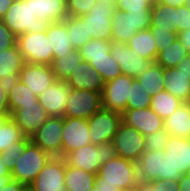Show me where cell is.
<instances>
[{
    "mask_svg": "<svg viewBox=\"0 0 190 191\" xmlns=\"http://www.w3.org/2000/svg\"><path fill=\"white\" fill-rule=\"evenodd\" d=\"M184 6L190 10V0H185Z\"/></svg>",
    "mask_w": 190,
    "mask_h": 191,
    "instance_id": "e7e4bbea",
    "label": "cell"
},
{
    "mask_svg": "<svg viewBox=\"0 0 190 191\" xmlns=\"http://www.w3.org/2000/svg\"><path fill=\"white\" fill-rule=\"evenodd\" d=\"M122 121L136 128L144 137L164 129V120L150 107L126 109L122 113Z\"/></svg>",
    "mask_w": 190,
    "mask_h": 191,
    "instance_id": "d6986e66",
    "label": "cell"
},
{
    "mask_svg": "<svg viewBox=\"0 0 190 191\" xmlns=\"http://www.w3.org/2000/svg\"><path fill=\"white\" fill-rule=\"evenodd\" d=\"M188 55L186 49L177 39L169 47L165 46L158 52L155 60L160 66L165 68L177 67L180 61Z\"/></svg>",
    "mask_w": 190,
    "mask_h": 191,
    "instance_id": "836d02e7",
    "label": "cell"
},
{
    "mask_svg": "<svg viewBox=\"0 0 190 191\" xmlns=\"http://www.w3.org/2000/svg\"><path fill=\"white\" fill-rule=\"evenodd\" d=\"M82 61L79 50L74 49L62 58L53 59L50 66L57 80L66 81Z\"/></svg>",
    "mask_w": 190,
    "mask_h": 191,
    "instance_id": "f546056e",
    "label": "cell"
},
{
    "mask_svg": "<svg viewBox=\"0 0 190 191\" xmlns=\"http://www.w3.org/2000/svg\"><path fill=\"white\" fill-rule=\"evenodd\" d=\"M130 99H128L127 109L148 108L151 104V97L145 90L138 86L135 78L131 84Z\"/></svg>",
    "mask_w": 190,
    "mask_h": 191,
    "instance_id": "60d3db41",
    "label": "cell"
},
{
    "mask_svg": "<svg viewBox=\"0 0 190 191\" xmlns=\"http://www.w3.org/2000/svg\"><path fill=\"white\" fill-rule=\"evenodd\" d=\"M46 35L50 39L53 59L62 58L65 54L74 50L68 36L65 20L50 23Z\"/></svg>",
    "mask_w": 190,
    "mask_h": 191,
    "instance_id": "d4e9b609",
    "label": "cell"
},
{
    "mask_svg": "<svg viewBox=\"0 0 190 191\" xmlns=\"http://www.w3.org/2000/svg\"><path fill=\"white\" fill-rule=\"evenodd\" d=\"M136 79L138 86H141L150 96L164 90V68L156 62Z\"/></svg>",
    "mask_w": 190,
    "mask_h": 191,
    "instance_id": "f1b7e54d",
    "label": "cell"
},
{
    "mask_svg": "<svg viewBox=\"0 0 190 191\" xmlns=\"http://www.w3.org/2000/svg\"><path fill=\"white\" fill-rule=\"evenodd\" d=\"M117 156L137 162L146 151L145 137L134 127L128 126L123 121L120 123L117 133L112 140Z\"/></svg>",
    "mask_w": 190,
    "mask_h": 191,
    "instance_id": "30bf717a",
    "label": "cell"
},
{
    "mask_svg": "<svg viewBox=\"0 0 190 191\" xmlns=\"http://www.w3.org/2000/svg\"><path fill=\"white\" fill-rule=\"evenodd\" d=\"M37 18L48 23L64 21L69 16L67 0H32Z\"/></svg>",
    "mask_w": 190,
    "mask_h": 191,
    "instance_id": "603a6c76",
    "label": "cell"
},
{
    "mask_svg": "<svg viewBox=\"0 0 190 191\" xmlns=\"http://www.w3.org/2000/svg\"><path fill=\"white\" fill-rule=\"evenodd\" d=\"M183 102L166 90L151 97L150 108L163 120L169 117Z\"/></svg>",
    "mask_w": 190,
    "mask_h": 191,
    "instance_id": "4dcf8cb0",
    "label": "cell"
},
{
    "mask_svg": "<svg viewBox=\"0 0 190 191\" xmlns=\"http://www.w3.org/2000/svg\"><path fill=\"white\" fill-rule=\"evenodd\" d=\"M19 52L26 63L51 65L53 50L44 32H28L17 37Z\"/></svg>",
    "mask_w": 190,
    "mask_h": 191,
    "instance_id": "8992f818",
    "label": "cell"
},
{
    "mask_svg": "<svg viewBox=\"0 0 190 191\" xmlns=\"http://www.w3.org/2000/svg\"><path fill=\"white\" fill-rule=\"evenodd\" d=\"M127 45L141 57L155 62L159 51L150 29L138 31Z\"/></svg>",
    "mask_w": 190,
    "mask_h": 191,
    "instance_id": "4316f807",
    "label": "cell"
},
{
    "mask_svg": "<svg viewBox=\"0 0 190 191\" xmlns=\"http://www.w3.org/2000/svg\"><path fill=\"white\" fill-rule=\"evenodd\" d=\"M182 46L186 49L187 53L190 54V29L178 33L177 38Z\"/></svg>",
    "mask_w": 190,
    "mask_h": 191,
    "instance_id": "816d5d0a",
    "label": "cell"
},
{
    "mask_svg": "<svg viewBox=\"0 0 190 191\" xmlns=\"http://www.w3.org/2000/svg\"><path fill=\"white\" fill-rule=\"evenodd\" d=\"M115 10L113 0H98L88 14L81 16L83 23H86L87 40L98 38L112 41V15Z\"/></svg>",
    "mask_w": 190,
    "mask_h": 191,
    "instance_id": "277c9868",
    "label": "cell"
},
{
    "mask_svg": "<svg viewBox=\"0 0 190 191\" xmlns=\"http://www.w3.org/2000/svg\"><path fill=\"white\" fill-rule=\"evenodd\" d=\"M137 187L140 191H180L178 181L168 179L156 181L139 179Z\"/></svg>",
    "mask_w": 190,
    "mask_h": 191,
    "instance_id": "7bdbcfd3",
    "label": "cell"
},
{
    "mask_svg": "<svg viewBox=\"0 0 190 191\" xmlns=\"http://www.w3.org/2000/svg\"><path fill=\"white\" fill-rule=\"evenodd\" d=\"M98 0H67L69 16L81 17L89 13Z\"/></svg>",
    "mask_w": 190,
    "mask_h": 191,
    "instance_id": "7dc6e473",
    "label": "cell"
},
{
    "mask_svg": "<svg viewBox=\"0 0 190 191\" xmlns=\"http://www.w3.org/2000/svg\"><path fill=\"white\" fill-rule=\"evenodd\" d=\"M96 179L102 184L116 185L121 191H127L139 182L136 162L115 156L100 166Z\"/></svg>",
    "mask_w": 190,
    "mask_h": 191,
    "instance_id": "7a4b0ae2",
    "label": "cell"
},
{
    "mask_svg": "<svg viewBox=\"0 0 190 191\" xmlns=\"http://www.w3.org/2000/svg\"><path fill=\"white\" fill-rule=\"evenodd\" d=\"M112 41H104L98 38L89 42L79 49L83 61L90 62L93 58L107 57L110 52Z\"/></svg>",
    "mask_w": 190,
    "mask_h": 191,
    "instance_id": "f35d334b",
    "label": "cell"
},
{
    "mask_svg": "<svg viewBox=\"0 0 190 191\" xmlns=\"http://www.w3.org/2000/svg\"><path fill=\"white\" fill-rule=\"evenodd\" d=\"M20 191H35L34 188L30 184H24Z\"/></svg>",
    "mask_w": 190,
    "mask_h": 191,
    "instance_id": "be15d7a7",
    "label": "cell"
},
{
    "mask_svg": "<svg viewBox=\"0 0 190 191\" xmlns=\"http://www.w3.org/2000/svg\"><path fill=\"white\" fill-rule=\"evenodd\" d=\"M164 90L182 102H190V54L177 67L164 69Z\"/></svg>",
    "mask_w": 190,
    "mask_h": 191,
    "instance_id": "4fadbf2b",
    "label": "cell"
},
{
    "mask_svg": "<svg viewBox=\"0 0 190 191\" xmlns=\"http://www.w3.org/2000/svg\"><path fill=\"white\" fill-rule=\"evenodd\" d=\"M12 179L11 176H0V190Z\"/></svg>",
    "mask_w": 190,
    "mask_h": 191,
    "instance_id": "6125c7cd",
    "label": "cell"
},
{
    "mask_svg": "<svg viewBox=\"0 0 190 191\" xmlns=\"http://www.w3.org/2000/svg\"><path fill=\"white\" fill-rule=\"evenodd\" d=\"M1 84L5 86L6 93L9 94L10 90L15 86L19 81V73L8 74L0 78Z\"/></svg>",
    "mask_w": 190,
    "mask_h": 191,
    "instance_id": "f907efd6",
    "label": "cell"
},
{
    "mask_svg": "<svg viewBox=\"0 0 190 191\" xmlns=\"http://www.w3.org/2000/svg\"><path fill=\"white\" fill-rule=\"evenodd\" d=\"M127 191H140V190H139L138 187L136 186V187H134V188H130V189L127 190Z\"/></svg>",
    "mask_w": 190,
    "mask_h": 191,
    "instance_id": "03108f58",
    "label": "cell"
},
{
    "mask_svg": "<svg viewBox=\"0 0 190 191\" xmlns=\"http://www.w3.org/2000/svg\"><path fill=\"white\" fill-rule=\"evenodd\" d=\"M0 115H9V101H0Z\"/></svg>",
    "mask_w": 190,
    "mask_h": 191,
    "instance_id": "680465c9",
    "label": "cell"
},
{
    "mask_svg": "<svg viewBox=\"0 0 190 191\" xmlns=\"http://www.w3.org/2000/svg\"><path fill=\"white\" fill-rule=\"evenodd\" d=\"M89 65L98 71L104 83L114 80L122 74L121 68L110 52L107 57L93 58Z\"/></svg>",
    "mask_w": 190,
    "mask_h": 191,
    "instance_id": "8d00e7d4",
    "label": "cell"
},
{
    "mask_svg": "<svg viewBox=\"0 0 190 191\" xmlns=\"http://www.w3.org/2000/svg\"><path fill=\"white\" fill-rule=\"evenodd\" d=\"M156 2L177 8L184 6L185 0H156Z\"/></svg>",
    "mask_w": 190,
    "mask_h": 191,
    "instance_id": "6f0895ef",
    "label": "cell"
},
{
    "mask_svg": "<svg viewBox=\"0 0 190 191\" xmlns=\"http://www.w3.org/2000/svg\"><path fill=\"white\" fill-rule=\"evenodd\" d=\"M30 142L31 138L25 136L21 141L14 142L5 148L3 152H0L1 160L10 172H12L17 160L22 156V153Z\"/></svg>",
    "mask_w": 190,
    "mask_h": 191,
    "instance_id": "ab89813d",
    "label": "cell"
},
{
    "mask_svg": "<svg viewBox=\"0 0 190 191\" xmlns=\"http://www.w3.org/2000/svg\"><path fill=\"white\" fill-rule=\"evenodd\" d=\"M102 108V92L71 89L63 117L88 119Z\"/></svg>",
    "mask_w": 190,
    "mask_h": 191,
    "instance_id": "ba28073f",
    "label": "cell"
},
{
    "mask_svg": "<svg viewBox=\"0 0 190 191\" xmlns=\"http://www.w3.org/2000/svg\"><path fill=\"white\" fill-rule=\"evenodd\" d=\"M91 191H121L116 185L102 184L95 179L94 187Z\"/></svg>",
    "mask_w": 190,
    "mask_h": 191,
    "instance_id": "f5cc1de1",
    "label": "cell"
},
{
    "mask_svg": "<svg viewBox=\"0 0 190 191\" xmlns=\"http://www.w3.org/2000/svg\"><path fill=\"white\" fill-rule=\"evenodd\" d=\"M24 183L18 182L17 180L11 179L4 188L0 191H20Z\"/></svg>",
    "mask_w": 190,
    "mask_h": 191,
    "instance_id": "11a10c76",
    "label": "cell"
},
{
    "mask_svg": "<svg viewBox=\"0 0 190 191\" xmlns=\"http://www.w3.org/2000/svg\"><path fill=\"white\" fill-rule=\"evenodd\" d=\"M65 23L74 49L79 50L89 42L87 40L86 23H83L81 17L68 16L65 18Z\"/></svg>",
    "mask_w": 190,
    "mask_h": 191,
    "instance_id": "d590c367",
    "label": "cell"
},
{
    "mask_svg": "<svg viewBox=\"0 0 190 191\" xmlns=\"http://www.w3.org/2000/svg\"><path fill=\"white\" fill-rule=\"evenodd\" d=\"M1 20L16 37L28 32H44L50 24L37 18L32 0H15Z\"/></svg>",
    "mask_w": 190,
    "mask_h": 191,
    "instance_id": "3957f363",
    "label": "cell"
},
{
    "mask_svg": "<svg viewBox=\"0 0 190 191\" xmlns=\"http://www.w3.org/2000/svg\"><path fill=\"white\" fill-rule=\"evenodd\" d=\"M50 158L51 156L47 152L31 141L17 160L11 172L12 179L30 184Z\"/></svg>",
    "mask_w": 190,
    "mask_h": 191,
    "instance_id": "52a82bcc",
    "label": "cell"
},
{
    "mask_svg": "<svg viewBox=\"0 0 190 191\" xmlns=\"http://www.w3.org/2000/svg\"><path fill=\"white\" fill-rule=\"evenodd\" d=\"M164 150L145 151L136 162L137 172L141 180H160L161 154Z\"/></svg>",
    "mask_w": 190,
    "mask_h": 191,
    "instance_id": "484cf974",
    "label": "cell"
},
{
    "mask_svg": "<svg viewBox=\"0 0 190 191\" xmlns=\"http://www.w3.org/2000/svg\"><path fill=\"white\" fill-rule=\"evenodd\" d=\"M110 54L119 64L122 74L132 78H136L143 72L148 71L154 63L141 57L135 50H131L127 43L112 42Z\"/></svg>",
    "mask_w": 190,
    "mask_h": 191,
    "instance_id": "9a60e30c",
    "label": "cell"
},
{
    "mask_svg": "<svg viewBox=\"0 0 190 191\" xmlns=\"http://www.w3.org/2000/svg\"><path fill=\"white\" fill-rule=\"evenodd\" d=\"M61 191H69L66 187L63 189V190H61Z\"/></svg>",
    "mask_w": 190,
    "mask_h": 191,
    "instance_id": "003e7915",
    "label": "cell"
},
{
    "mask_svg": "<svg viewBox=\"0 0 190 191\" xmlns=\"http://www.w3.org/2000/svg\"><path fill=\"white\" fill-rule=\"evenodd\" d=\"M71 89L90 90L102 92L104 81L96 69L89 65L88 62L79 63L76 70L66 80Z\"/></svg>",
    "mask_w": 190,
    "mask_h": 191,
    "instance_id": "7402d4cb",
    "label": "cell"
},
{
    "mask_svg": "<svg viewBox=\"0 0 190 191\" xmlns=\"http://www.w3.org/2000/svg\"><path fill=\"white\" fill-rule=\"evenodd\" d=\"M176 7L155 2L151 10V27L167 29L174 32L173 10Z\"/></svg>",
    "mask_w": 190,
    "mask_h": 191,
    "instance_id": "74e56055",
    "label": "cell"
},
{
    "mask_svg": "<svg viewBox=\"0 0 190 191\" xmlns=\"http://www.w3.org/2000/svg\"><path fill=\"white\" fill-rule=\"evenodd\" d=\"M90 143L87 119L63 117L62 157Z\"/></svg>",
    "mask_w": 190,
    "mask_h": 191,
    "instance_id": "e0dca14e",
    "label": "cell"
},
{
    "mask_svg": "<svg viewBox=\"0 0 190 191\" xmlns=\"http://www.w3.org/2000/svg\"><path fill=\"white\" fill-rule=\"evenodd\" d=\"M151 27V11L128 13L115 10L112 15V42L128 43L141 30Z\"/></svg>",
    "mask_w": 190,
    "mask_h": 191,
    "instance_id": "5b68a950",
    "label": "cell"
},
{
    "mask_svg": "<svg viewBox=\"0 0 190 191\" xmlns=\"http://www.w3.org/2000/svg\"><path fill=\"white\" fill-rule=\"evenodd\" d=\"M115 156H117L116 148L110 141L100 145L90 143L69 152L64 158L69 166L98 174L100 166Z\"/></svg>",
    "mask_w": 190,
    "mask_h": 191,
    "instance_id": "6da1fadb",
    "label": "cell"
},
{
    "mask_svg": "<svg viewBox=\"0 0 190 191\" xmlns=\"http://www.w3.org/2000/svg\"><path fill=\"white\" fill-rule=\"evenodd\" d=\"M0 176H11V172L7 166L2 162L0 156Z\"/></svg>",
    "mask_w": 190,
    "mask_h": 191,
    "instance_id": "91938a15",
    "label": "cell"
},
{
    "mask_svg": "<svg viewBox=\"0 0 190 191\" xmlns=\"http://www.w3.org/2000/svg\"><path fill=\"white\" fill-rule=\"evenodd\" d=\"M164 152L171 164V181L190 172V138L169 136Z\"/></svg>",
    "mask_w": 190,
    "mask_h": 191,
    "instance_id": "2e32d148",
    "label": "cell"
},
{
    "mask_svg": "<svg viewBox=\"0 0 190 191\" xmlns=\"http://www.w3.org/2000/svg\"><path fill=\"white\" fill-rule=\"evenodd\" d=\"M161 179L171 180V164L168 153L165 152L161 154L160 180Z\"/></svg>",
    "mask_w": 190,
    "mask_h": 191,
    "instance_id": "681fc988",
    "label": "cell"
},
{
    "mask_svg": "<svg viewBox=\"0 0 190 191\" xmlns=\"http://www.w3.org/2000/svg\"><path fill=\"white\" fill-rule=\"evenodd\" d=\"M19 80L39 96L57 79L50 65L26 63L19 73Z\"/></svg>",
    "mask_w": 190,
    "mask_h": 191,
    "instance_id": "ac0fdd59",
    "label": "cell"
},
{
    "mask_svg": "<svg viewBox=\"0 0 190 191\" xmlns=\"http://www.w3.org/2000/svg\"><path fill=\"white\" fill-rule=\"evenodd\" d=\"M24 137L25 135L10 115H0V152L14 142L21 141Z\"/></svg>",
    "mask_w": 190,
    "mask_h": 191,
    "instance_id": "e575fe53",
    "label": "cell"
},
{
    "mask_svg": "<svg viewBox=\"0 0 190 191\" xmlns=\"http://www.w3.org/2000/svg\"><path fill=\"white\" fill-rule=\"evenodd\" d=\"M63 117L51 116L31 136V141L51 157H62Z\"/></svg>",
    "mask_w": 190,
    "mask_h": 191,
    "instance_id": "8fae6325",
    "label": "cell"
},
{
    "mask_svg": "<svg viewBox=\"0 0 190 191\" xmlns=\"http://www.w3.org/2000/svg\"><path fill=\"white\" fill-rule=\"evenodd\" d=\"M174 32L180 33L190 29V10L185 7H177L173 10Z\"/></svg>",
    "mask_w": 190,
    "mask_h": 191,
    "instance_id": "bcb514c9",
    "label": "cell"
},
{
    "mask_svg": "<svg viewBox=\"0 0 190 191\" xmlns=\"http://www.w3.org/2000/svg\"><path fill=\"white\" fill-rule=\"evenodd\" d=\"M156 0H116L115 8L119 12L143 13L151 11Z\"/></svg>",
    "mask_w": 190,
    "mask_h": 191,
    "instance_id": "b9f144b4",
    "label": "cell"
},
{
    "mask_svg": "<svg viewBox=\"0 0 190 191\" xmlns=\"http://www.w3.org/2000/svg\"><path fill=\"white\" fill-rule=\"evenodd\" d=\"M9 115L20 106L36 105L38 96L25 86L20 80L10 90L9 94Z\"/></svg>",
    "mask_w": 190,
    "mask_h": 191,
    "instance_id": "d6a6232c",
    "label": "cell"
},
{
    "mask_svg": "<svg viewBox=\"0 0 190 191\" xmlns=\"http://www.w3.org/2000/svg\"><path fill=\"white\" fill-rule=\"evenodd\" d=\"M180 191H190V173L183 174L178 180Z\"/></svg>",
    "mask_w": 190,
    "mask_h": 191,
    "instance_id": "db71d44e",
    "label": "cell"
},
{
    "mask_svg": "<svg viewBox=\"0 0 190 191\" xmlns=\"http://www.w3.org/2000/svg\"><path fill=\"white\" fill-rule=\"evenodd\" d=\"M15 0H0V20L5 16Z\"/></svg>",
    "mask_w": 190,
    "mask_h": 191,
    "instance_id": "9f6ffc18",
    "label": "cell"
},
{
    "mask_svg": "<svg viewBox=\"0 0 190 191\" xmlns=\"http://www.w3.org/2000/svg\"><path fill=\"white\" fill-rule=\"evenodd\" d=\"M25 64L24 56L19 52L17 44L0 52V78L8 74L20 73Z\"/></svg>",
    "mask_w": 190,
    "mask_h": 191,
    "instance_id": "1f68e13d",
    "label": "cell"
},
{
    "mask_svg": "<svg viewBox=\"0 0 190 191\" xmlns=\"http://www.w3.org/2000/svg\"><path fill=\"white\" fill-rule=\"evenodd\" d=\"M97 174H91L82 169L69 166L66 163L65 187L69 191H91Z\"/></svg>",
    "mask_w": 190,
    "mask_h": 191,
    "instance_id": "83f0119b",
    "label": "cell"
},
{
    "mask_svg": "<svg viewBox=\"0 0 190 191\" xmlns=\"http://www.w3.org/2000/svg\"><path fill=\"white\" fill-rule=\"evenodd\" d=\"M0 101H9L8 94L6 93V88L1 84L0 81Z\"/></svg>",
    "mask_w": 190,
    "mask_h": 191,
    "instance_id": "94428289",
    "label": "cell"
},
{
    "mask_svg": "<svg viewBox=\"0 0 190 191\" xmlns=\"http://www.w3.org/2000/svg\"><path fill=\"white\" fill-rule=\"evenodd\" d=\"M168 139L169 135L165 129L153 132L145 137V149L146 151H157L158 149L164 150Z\"/></svg>",
    "mask_w": 190,
    "mask_h": 191,
    "instance_id": "f6af8a7d",
    "label": "cell"
},
{
    "mask_svg": "<svg viewBox=\"0 0 190 191\" xmlns=\"http://www.w3.org/2000/svg\"><path fill=\"white\" fill-rule=\"evenodd\" d=\"M164 129L169 136L190 138V102H183L164 119Z\"/></svg>",
    "mask_w": 190,
    "mask_h": 191,
    "instance_id": "cb8c5ba5",
    "label": "cell"
},
{
    "mask_svg": "<svg viewBox=\"0 0 190 191\" xmlns=\"http://www.w3.org/2000/svg\"><path fill=\"white\" fill-rule=\"evenodd\" d=\"M122 122V114L102 108L87 119L91 144L100 145L113 140Z\"/></svg>",
    "mask_w": 190,
    "mask_h": 191,
    "instance_id": "9c48e42d",
    "label": "cell"
},
{
    "mask_svg": "<svg viewBox=\"0 0 190 191\" xmlns=\"http://www.w3.org/2000/svg\"><path fill=\"white\" fill-rule=\"evenodd\" d=\"M65 171V158L51 157L30 185L35 191H61L65 188Z\"/></svg>",
    "mask_w": 190,
    "mask_h": 191,
    "instance_id": "5bb4252c",
    "label": "cell"
},
{
    "mask_svg": "<svg viewBox=\"0 0 190 191\" xmlns=\"http://www.w3.org/2000/svg\"><path fill=\"white\" fill-rule=\"evenodd\" d=\"M10 117L23 134L31 138L50 116L43 106L37 102L36 105L20 106Z\"/></svg>",
    "mask_w": 190,
    "mask_h": 191,
    "instance_id": "44dd1931",
    "label": "cell"
},
{
    "mask_svg": "<svg viewBox=\"0 0 190 191\" xmlns=\"http://www.w3.org/2000/svg\"><path fill=\"white\" fill-rule=\"evenodd\" d=\"M135 78L121 74L114 80L104 83L102 107L106 110L123 113L130 99L131 84Z\"/></svg>",
    "mask_w": 190,
    "mask_h": 191,
    "instance_id": "7c38bea8",
    "label": "cell"
},
{
    "mask_svg": "<svg viewBox=\"0 0 190 191\" xmlns=\"http://www.w3.org/2000/svg\"><path fill=\"white\" fill-rule=\"evenodd\" d=\"M71 88L66 81L56 80L38 96V102L51 116L63 117Z\"/></svg>",
    "mask_w": 190,
    "mask_h": 191,
    "instance_id": "ffe728a7",
    "label": "cell"
},
{
    "mask_svg": "<svg viewBox=\"0 0 190 191\" xmlns=\"http://www.w3.org/2000/svg\"><path fill=\"white\" fill-rule=\"evenodd\" d=\"M149 29L153 35L158 51L165 46L169 47L178 38L177 32H172L167 29H159L158 27H150Z\"/></svg>",
    "mask_w": 190,
    "mask_h": 191,
    "instance_id": "ee69618b",
    "label": "cell"
},
{
    "mask_svg": "<svg viewBox=\"0 0 190 191\" xmlns=\"http://www.w3.org/2000/svg\"><path fill=\"white\" fill-rule=\"evenodd\" d=\"M17 44V37L0 20V52L14 47Z\"/></svg>",
    "mask_w": 190,
    "mask_h": 191,
    "instance_id": "c3c4849f",
    "label": "cell"
}]
</instances>
